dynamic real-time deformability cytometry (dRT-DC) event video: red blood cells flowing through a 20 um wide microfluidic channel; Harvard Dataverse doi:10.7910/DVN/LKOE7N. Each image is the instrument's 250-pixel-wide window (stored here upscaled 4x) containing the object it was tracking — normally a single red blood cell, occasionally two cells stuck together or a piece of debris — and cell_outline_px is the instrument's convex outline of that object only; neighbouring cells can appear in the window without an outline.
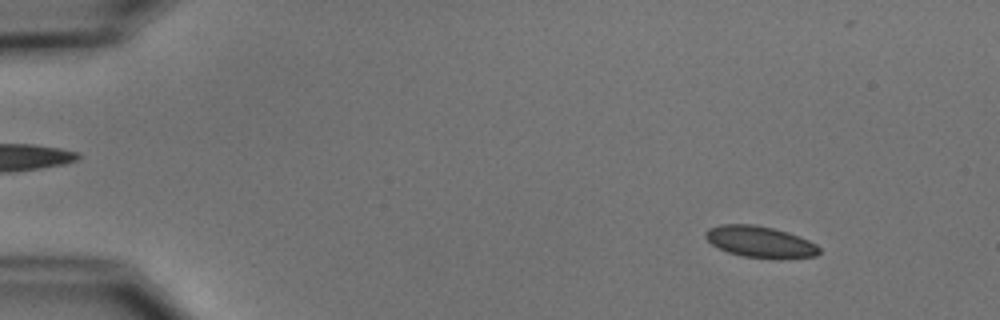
{"species": "common noctule bat (a hibernating species)", "species_latin": "Nyctalus noctula", "temperature_condition": "cold", "stored_images_in_passage": 54, "camera_frame_rate_fps": 3000, "um_per_image_px": 0.085, "animal": {"sex": "male", "body_mass_g": 15.6}, "frame": {"image": 1, "passage_image": 6, "time_ms": 1.667, "image_size_px": [1000, 320], "cell_outline_px": [[820, 252], [816, 256], [780, 260], [776, 260], [744, 256], [728, 252], [712, 244], [704, 236], [704, 232], [708, 228], [720, 224], [756, 224], [788, 232], [808, 240], [816, 244], [820, 248]], "centroid_in_image_um": [64.63, 20.57], "position_along_channel_um": 20.4, "area_um2": 21.1}}
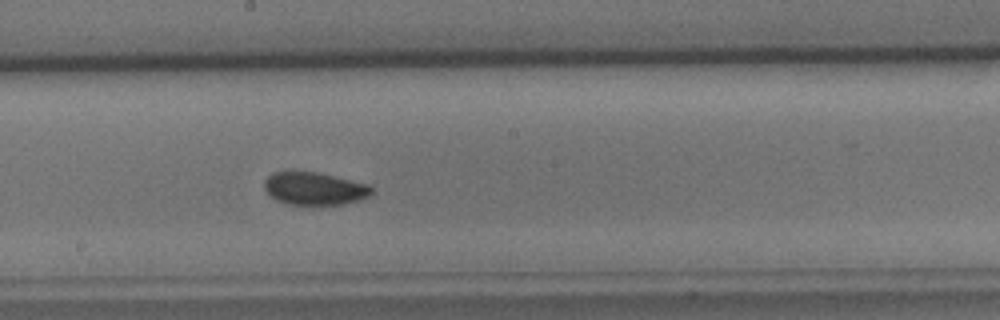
{"frame": {"image": 2, "passage_image": 30, "time_ms": 9.667, "image_size_px": [1000, 320], "cell_outline_px": [[372, 192], [368, 196], [344, 204], [284, 204], [276, 200], [264, 188], [264, 180], [272, 172], [316, 172], [336, 176], [368, 184], [372, 188]], "centroid_in_image_um": [26.71, 16.02], "position_along_channel_um": 221.5, "area_um2": 20.23}}
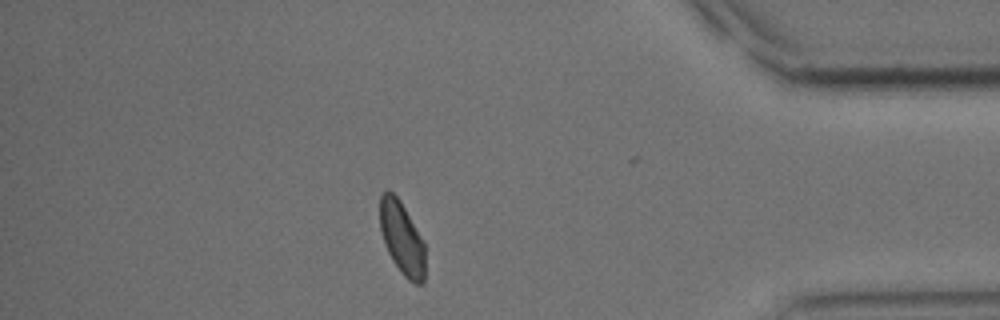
{"frame": {"image": 3, "passage_image": 47, "time_ms": 15.333, "image_size_px": [1000, 320], "cell_outline_px": [[424, 284], [416, 284], [408, 280], [400, 272], [392, 260], [384, 244], [380, 228], [380, 196], [388, 188], [400, 200], [424, 240]], "centroid_in_image_um": [34.16, 20.24], "position_along_channel_um": 401.0, "area_um2": 19.36}, "authors_computed_cell_mechanics": {"area_um2": 20.3745, "velocity_mm_per_s": 3.7372, "shape_relaxation_time_tau1_ms": 3.576, "shape_relaxation_time_tau2_ms": 2.1852, "deformation_change_tau1": 0.0805, "deformation_change_tau2": 0.0506}}